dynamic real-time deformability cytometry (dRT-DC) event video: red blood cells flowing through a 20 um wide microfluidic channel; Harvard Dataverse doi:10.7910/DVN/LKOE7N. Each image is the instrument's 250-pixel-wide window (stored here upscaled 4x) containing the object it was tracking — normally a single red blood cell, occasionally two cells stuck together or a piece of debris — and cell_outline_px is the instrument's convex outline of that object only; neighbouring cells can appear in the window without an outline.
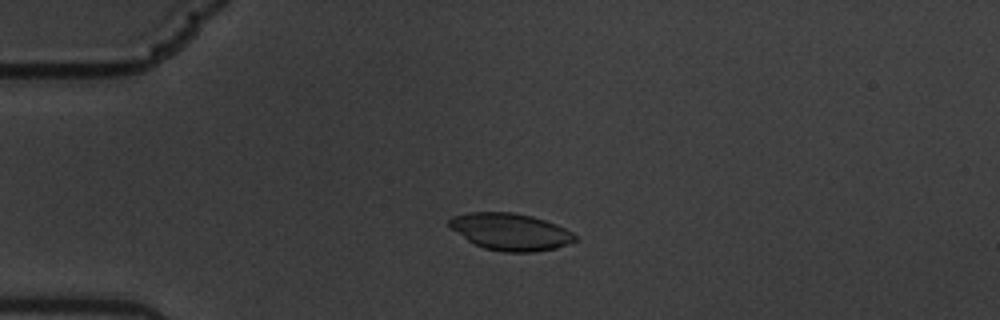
{"species": "common noctule bat (a hibernating species)", "species_latin": "Nyctalus noctula", "temperature_condition": "warm", "stored_images_in_passage": 61, "camera_frame_rate_fps": 3000, "um_per_image_px": 0.085, "animal": {"sex": "male", "body_mass_g": 19.5, "forearm_length_mm": 54.6}, "frame": {"image": 1, "passage_image": 16, "time_ms": 5.0, "image_size_px": [1000, 320], "cell_outline_px": [[576, 240], [556, 248], [536, 252], [504, 252], [484, 248], [468, 240], [452, 228], [448, 224], [448, 220], [452, 216], [468, 212], [512, 212], [532, 216], [556, 224], [572, 232], [576, 236]], "centroid_in_image_um": [43.39, 19.69], "position_along_channel_um": 41.6, "area_um2": 26.93}}
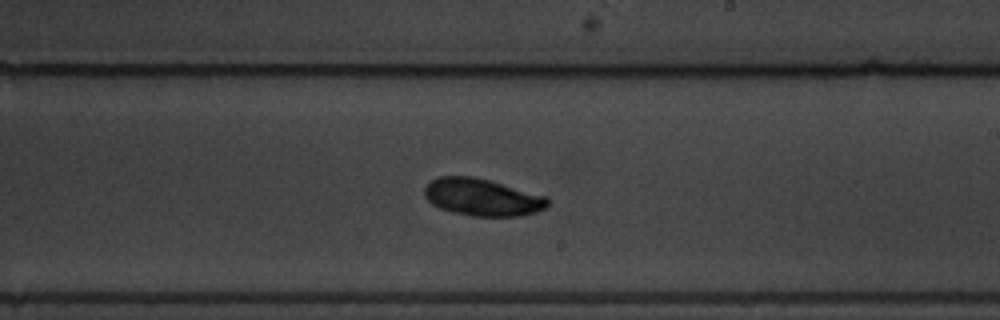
{"frame": {"image": 2, "passage_image": 37, "time_ms": 12.0, "image_size_px": [1000, 320], "cell_outline_px": [[548, 208], [536, 212], [516, 216], [472, 216], [452, 212], [440, 208], [432, 204], [424, 196], [424, 188], [432, 180], [440, 176], [472, 176], [488, 180], [548, 196]], "centroid_in_image_um": [41.0, 16.77], "position_along_channel_um": 248.0, "area_um2": 26.7}}
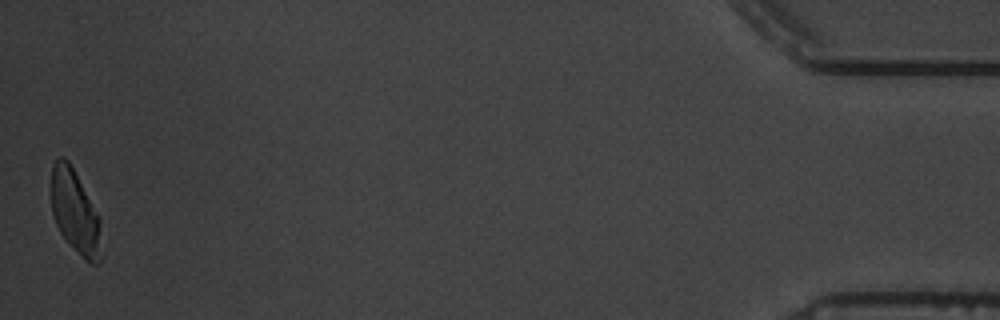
{"frame": {"image": 3, "passage_image": 61, "time_ms": 20.0, "image_size_px": [1000, 320], "cell_outline_px": [[100, 264], [92, 264], [84, 260], [68, 244], [60, 232], [56, 224], [52, 212], [52, 164], [60, 156], [64, 156], [68, 160], [100, 216]], "centroid_in_image_um": [6.39, 18.04], "position_along_channel_um": 428.8, "area_um2": 24.39}}